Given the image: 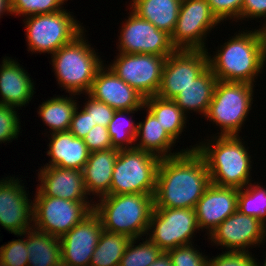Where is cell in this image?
I'll use <instances>...</instances> for the list:
<instances>
[{
  "label": "cell",
  "mask_w": 266,
  "mask_h": 266,
  "mask_svg": "<svg viewBox=\"0 0 266 266\" xmlns=\"http://www.w3.org/2000/svg\"><path fill=\"white\" fill-rule=\"evenodd\" d=\"M211 184L203 156L195 150L162 158L158 167L154 208H192Z\"/></svg>",
  "instance_id": "obj_1"
},
{
  "label": "cell",
  "mask_w": 266,
  "mask_h": 266,
  "mask_svg": "<svg viewBox=\"0 0 266 266\" xmlns=\"http://www.w3.org/2000/svg\"><path fill=\"white\" fill-rule=\"evenodd\" d=\"M245 31L232 36L213 58L208 53V66L219 81L254 85V78L262 72L266 62L265 30Z\"/></svg>",
  "instance_id": "obj_2"
},
{
  "label": "cell",
  "mask_w": 266,
  "mask_h": 266,
  "mask_svg": "<svg viewBox=\"0 0 266 266\" xmlns=\"http://www.w3.org/2000/svg\"><path fill=\"white\" fill-rule=\"evenodd\" d=\"M239 135L214 136L212 141L191 146L207 163L211 183L221 187L244 188L251 182V156Z\"/></svg>",
  "instance_id": "obj_3"
},
{
  "label": "cell",
  "mask_w": 266,
  "mask_h": 266,
  "mask_svg": "<svg viewBox=\"0 0 266 266\" xmlns=\"http://www.w3.org/2000/svg\"><path fill=\"white\" fill-rule=\"evenodd\" d=\"M98 202L93 211L100 217L104 230L125 234L131 239H139L148 233L154 194H110Z\"/></svg>",
  "instance_id": "obj_4"
},
{
  "label": "cell",
  "mask_w": 266,
  "mask_h": 266,
  "mask_svg": "<svg viewBox=\"0 0 266 266\" xmlns=\"http://www.w3.org/2000/svg\"><path fill=\"white\" fill-rule=\"evenodd\" d=\"M83 35L84 31L51 55L58 84L70 96L83 92L88 94L98 70L103 66V61Z\"/></svg>",
  "instance_id": "obj_5"
},
{
  "label": "cell",
  "mask_w": 266,
  "mask_h": 266,
  "mask_svg": "<svg viewBox=\"0 0 266 266\" xmlns=\"http://www.w3.org/2000/svg\"><path fill=\"white\" fill-rule=\"evenodd\" d=\"M160 161L158 156L136 148L119 150L110 194H155Z\"/></svg>",
  "instance_id": "obj_6"
},
{
  "label": "cell",
  "mask_w": 266,
  "mask_h": 266,
  "mask_svg": "<svg viewBox=\"0 0 266 266\" xmlns=\"http://www.w3.org/2000/svg\"><path fill=\"white\" fill-rule=\"evenodd\" d=\"M254 85L246 82H217L205 118L221 129V136L238 135L252 106Z\"/></svg>",
  "instance_id": "obj_7"
},
{
  "label": "cell",
  "mask_w": 266,
  "mask_h": 266,
  "mask_svg": "<svg viewBox=\"0 0 266 266\" xmlns=\"http://www.w3.org/2000/svg\"><path fill=\"white\" fill-rule=\"evenodd\" d=\"M67 9L55 13L27 16L25 23L28 49L33 53L54 54L84 31Z\"/></svg>",
  "instance_id": "obj_8"
},
{
  "label": "cell",
  "mask_w": 266,
  "mask_h": 266,
  "mask_svg": "<svg viewBox=\"0 0 266 266\" xmlns=\"http://www.w3.org/2000/svg\"><path fill=\"white\" fill-rule=\"evenodd\" d=\"M34 198L33 228L59 238L89 215L95 204L44 196L38 189Z\"/></svg>",
  "instance_id": "obj_9"
},
{
  "label": "cell",
  "mask_w": 266,
  "mask_h": 266,
  "mask_svg": "<svg viewBox=\"0 0 266 266\" xmlns=\"http://www.w3.org/2000/svg\"><path fill=\"white\" fill-rule=\"evenodd\" d=\"M151 230V231H150ZM200 230L195 209L153 208L148 239L163 252L192 244V236Z\"/></svg>",
  "instance_id": "obj_10"
},
{
  "label": "cell",
  "mask_w": 266,
  "mask_h": 266,
  "mask_svg": "<svg viewBox=\"0 0 266 266\" xmlns=\"http://www.w3.org/2000/svg\"><path fill=\"white\" fill-rule=\"evenodd\" d=\"M218 24L207 0H182L171 42L176 50H207L206 34Z\"/></svg>",
  "instance_id": "obj_11"
},
{
  "label": "cell",
  "mask_w": 266,
  "mask_h": 266,
  "mask_svg": "<svg viewBox=\"0 0 266 266\" xmlns=\"http://www.w3.org/2000/svg\"><path fill=\"white\" fill-rule=\"evenodd\" d=\"M166 58L144 53H119L108 67L144 98H147L158 93Z\"/></svg>",
  "instance_id": "obj_12"
},
{
  "label": "cell",
  "mask_w": 266,
  "mask_h": 266,
  "mask_svg": "<svg viewBox=\"0 0 266 266\" xmlns=\"http://www.w3.org/2000/svg\"><path fill=\"white\" fill-rule=\"evenodd\" d=\"M121 27L119 53L153 54L168 57L176 51L171 42V35L159 30L151 22L140 18L132 10Z\"/></svg>",
  "instance_id": "obj_13"
},
{
  "label": "cell",
  "mask_w": 266,
  "mask_h": 266,
  "mask_svg": "<svg viewBox=\"0 0 266 266\" xmlns=\"http://www.w3.org/2000/svg\"><path fill=\"white\" fill-rule=\"evenodd\" d=\"M208 50H176L166 58L157 96L174 99L208 67Z\"/></svg>",
  "instance_id": "obj_14"
},
{
  "label": "cell",
  "mask_w": 266,
  "mask_h": 266,
  "mask_svg": "<svg viewBox=\"0 0 266 266\" xmlns=\"http://www.w3.org/2000/svg\"><path fill=\"white\" fill-rule=\"evenodd\" d=\"M211 243L229 251H246L265 241L266 225L259 219L236 211L218 225L210 235Z\"/></svg>",
  "instance_id": "obj_15"
},
{
  "label": "cell",
  "mask_w": 266,
  "mask_h": 266,
  "mask_svg": "<svg viewBox=\"0 0 266 266\" xmlns=\"http://www.w3.org/2000/svg\"><path fill=\"white\" fill-rule=\"evenodd\" d=\"M102 230L100 217L92 211L60 237L62 263L66 266H89Z\"/></svg>",
  "instance_id": "obj_16"
},
{
  "label": "cell",
  "mask_w": 266,
  "mask_h": 266,
  "mask_svg": "<svg viewBox=\"0 0 266 266\" xmlns=\"http://www.w3.org/2000/svg\"><path fill=\"white\" fill-rule=\"evenodd\" d=\"M20 179L6 177L0 180V225L18 235L33 228V200L28 199Z\"/></svg>",
  "instance_id": "obj_17"
},
{
  "label": "cell",
  "mask_w": 266,
  "mask_h": 266,
  "mask_svg": "<svg viewBox=\"0 0 266 266\" xmlns=\"http://www.w3.org/2000/svg\"><path fill=\"white\" fill-rule=\"evenodd\" d=\"M105 66L98 70L88 94L115 110L140 111L144 108L145 98L143 95Z\"/></svg>",
  "instance_id": "obj_18"
},
{
  "label": "cell",
  "mask_w": 266,
  "mask_h": 266,
  "mask_svg": "<svg viewBox=\"0 0 266 266\" xmlns=\"http://www.w3.org/2000/svg\"><path fill=\"white\" fill-rule=\"evenodd\" d=\"M238 189L210 184L195 206L200 229H208L207 234L237 211Z\"/></svg>",
  "instance_id": "obj_19"
},
{
  "label": "cell",
  "mask_w": 266,
  "mask_h": 266,
  "mask_svg": "<svg viewBox=\"0 0 266 266\" xmlns=\"http://www.w3.org/2000/svg\"><path fill=\"white\" fill-rule=\"evenodd\" d=\"M41 181L37 186L44 196L70 201H87L83 171L78 169L44 166L38 171Z\"/></svg>",
  "instance_id": "obj_20"
},
{
  "label": "cell",
  "mask_w": 266,
  "mask_h": 266,
  "mask_svg": "<svg viewBox=\"0 0 266 266\" xmlns=\"http://www.w3.org/2000/svg\"><path fill=\"white\" fill-rule=\"evenodd\" d=\"M0 67V104L20 108L25 106L31 101L35 90L30 75L10 57H4Z\"/></svg>",
  "instance_id": "obj_21"
},
{
  "label": "cell",
  "mask_w": 266,
  "mask_h": 266,
  "mask_svg": "<svg viewBox=\"0 0 266 266\" xmlns=\"http://www.w3.org/2000/svg\"><path fill=\"white\" fill-rule=\"evenodd\" d=\"M49 164L44 166L82 170L89 158V150L83 139L75 137L70 131L50 133Z\"/></svg>",
  "instance_id": "obj_22"
},
{
  "label": "cell",
  "mask_w": 266,
  "mask_h": 266,
  "mask_svg": "<svg viewBox=\"0 0 266 266\" xmlns=\"http://www.w3.org/2000/svg\"><path fill=\"white\" fill-rule=\"evenodd\" d=\"M119 150L111 148L89 154V158L82 169L85 188L89 195L92 193L99 198L110 195L112 173Z\"/></svg>",
  "instance_id": "obj_23"
},
{
  "label": "cell",
  "mask_w": 266,
  "mask_h": 266,
  "mask_svg": "<svg viewBox=\"0 0 266 266\" xmlns=\"http://www.w3.org/2000/svg\"><path fill=\"white\" fill-rule=\"evenodd\" d=\"M147 116L143 122L137 123V133L135 141L139 139V143L134 145V148L147 151L151 154L158 156L159 158H168L179 155L189 148L182 149L180 152L171 153V147H174L176 142L168 132L162 127L156 117L146 109ZM169 152V153H168Z\"/></svg>",
  "instance_id": "obj_24"
},
{
  "label": "cell",
  "mask_w": 266,
  "mask_h": 266,
  "mask_svg": "<svg viewBox=\"0 0 266 266\" xmlns=\"http://www.w3.org/2000/svg\"><path fill=\"white\" fill-rule=\"evenodd\" d=\"M217 82L218 79L208 66L173 100L185 114L193 110L196 111V113L199 112L203 114L205 117L208 112L210 102L212 101Z\"/></svg>",
  "instance_id": "obj_25"
},
{
  "label": "cell",
  "mask_w": 266,
  "mask_h": 266,
  "mask_svg": "<svg viewBox=\"0 0 266 266\" xmlns=\"http://www.w3.org/2000/svg\"><path fill=\"white\" fill-rule=\"evenodd\" d=\"M130 8L140 18L151 22L159 30L172 34L182 0H132ZM132 6V7H131Z\"/></svg>",
  "instance_id": "obj_26"
},
{
  "label": "cell",
  "mask_w": 266,
  "mask_h": 266,
  "mask_svg": "<svg viewBox=\"0 0 266 266\" xmlns=\"http://www.w3.org/2000/svg\"><path fill=\"white\" fill-rule=\"evenodd\" d=\"M27 238L28 266H56L62 262L60 238L31 228L18 236Z\"/></svg>",
  "instance_id": "obj_27"
},
{
  "label": "cell",
  "mask_w": 266,
  "mask_h": 266,
  "mask_svg": "<svg viewBox=\"0 0 266 266\" xmlns=\"http://www.w3.org/2000/svg\"><path fill=\"white\" fill-rule=\"evenodd\" d=\"M147 108L159 121L162 127L176 141L186 127V114L173 99H164L157 95L145 98Z\"/></svg>",
  "instance_id": "obj_28"
},
{
  "label": "cell",
  "mask_w": 266,
  "mask_h": 266,
  "mask_svg": "<svg viewBox=\"0 0 266 266\" xmlns=\"http://www.w3.org/2000/svg\"><path fill=\"white\" fill-rule=\"evenodd\" d=\"M72 98L57 96L45 102L38 108V114L46 126H49L52 134L69 131L71 120L76 110V100Z\"/></svg>",
  "instance_id": "obj_29"
},
{
  "label": "cell",
  "mask_w": 266,
  "mask_h": 266,
  "mask_svg": "<svg viewBox=\"0 0 266 266\" xmlns=\"http://www.w3.org/2000/svg\"><path fill=\"white\" fill-rule=\"evenodd\" d=\"M131 238L102 230L89 266H119Z\"/></svg>",
  "instance_id": "obj_30"
},
{
  "label": "cell",
  "mask_w": 266,
  "mask_h": 266,
  "mask_svg": "<svg viewBox=\"0 0 266 266\" xmlns=\"http://www.w3.org/2000/svg\"><path fill=\"white\" fill-rule=\"evenodd\" d=\"M138 110H116L112 120L108 124V132L111 138V145L117 149H132V144L135 141L137 133V124H135L131 118L127 119L129 114ZM127 120V121H126ZM126 124V125H125ZM126 126V127H125ZM131 145V146H129Z\"/></svg>",
  "instance_id": "obj_31"
},
{
  "label": "cell",
  "mask_w": 266,
  "mask_h": 266,
  "mask_svg": "<svg viewBox=\"0 0 266 266\" xmlns=\"http://www.w3.org/2000/svg\"><path fill=\"white\" fill-rule=\"evenodd\" d=\"M250 182L244 188L238 189L237 210L248 216L259 219L266 225V188ZM244 190V191H243Z\"/></svg>",
  "instance_id": "obj_32"
},
{
  "label": "cell",
  "mask_w": 266,
  "mask_h": 266,
  "mask_svg": "<svg viewBox=\"0 0 266 266\" xmlns=\"http://www.w3.org/2000/svg\"><path fill=\"white\" fill-rule=\"evenodd\" d=\"M136 240L130 239L119 266H149L163 252L149 239L134 245L137 244Z\"/></svg>",
  "instance_id": "obj_33"
},
{
  "label": "cell",
  "mask_w": 266,
  "mask_h": 266,
  "mask_svg": "<svg viewBox=\"0 0 266 266\" xmlns=\"http://www.w3.org/2000/svg\"><path fill=\"white\" fill-rule=\"evenodd\" d=\"M67 0H10L11 14L31 16L36 14L55 13L62 9Z\"/></svg>",
  "instance_id": "obj_34"
},
{
  "label": "cell",
  "mask_w": 266,
  "mask_h": 266,
  "mask_svg": "<svg viewBox=\"0 0 266 266\" xmlns=\"http://www.w3.org/2000/svg\"><path fill=\"white\" fill-rule=\"evenodd\" d=\"M173 266H208V258L193 244L178 246L167 251Z\"/></svg>",
  "instance_id": "obj_35"
},
{
  "label": "cell",
  "mask_w": 266,
  "mask_h": 266,
  "mask_svg": "<svg viewBox=\"0 0 266 266\" xmlns=\"http://www.w3.org/2000/svg\"><path fill=\"white\" fill-rule=\"evenodd\" d=\"M16 108L0 104V143L12 142L11 140L18 138L21 122Z\"/></svg>",
  "instance_id": "obj_36"
},
{
  "label": "cell",
  "mask_w": 266,
  "mask_h": 266,
  "mask_svg": "<svg viewBox=\"0 0 266 266\" xmlns=\"http://www.w3.org/2000/svg\"><path fill=\"white\" fill-rule=\"evenodd\" d=\"M0 258L9 266H28L26 240L18 239L0 247Z\"/></svg>",
  "instance_id": "obj_37"
},
{
  "label": "cell",
  "mask_w": 266,
  "mask_h": 266,
  "mask_svg": "<svg viewBox=\"0 0 266 266\" xmlns=\"http://www.w3.org/2000/svg\"><path fill=\"white\" fill-rule=\"evenodd\" d=\"M87 96L88 101L85 102L83 110L90 115L94 126L102 125L108 127L116 110L106 103L94 99L89 94Z\"/></svg>",
  "instance_id": "obj_38"
},
{
  "label": "cell",
  "mask_w": 266,
  "mask_h": 266,
  "mask_svg": "<svg viewBox=\"0 0 266 266\" xmlns=\"http://www.w3.org/2000/svg\"><path fill=\"white\" fill-rule=\"evenodd\" d=\"M248 251H225L213 259H208V266H257V262Z\"/></svg>",
  "instance_id": "obj_39"
},
{
  "label": "cell",
  "mask_w": 266,
  "mask_h": 266,
  "mask_svg": "<svg viewBox=\"0 0 266 266\" xmlns=\"http://www.w3.org/2000/svg\"><path fill=\"white\" fill-rule=\"evenodd\" d=\"M244 0H207L211 11L221 22L228 19H240Z\"/></svg>",
  "instance_id": "obj_40"
},
{
  "label": "cell",
  "mask_w": 266,
  "mask_h": 266,
  "mask_svg": "<svg viewBox=\"0 0 266 266\" xmlns=\"http://www.w3.org/2000/svg\"><path fill=\"white\" fill-rule=\"evenodd\" d=\"M83 141L90 153L113 148L108 128L102 125L92 127L88 134L83 137Z\"/></svg>",
  "instance_id": "obj_41"
},
{
  "label": "cell",
  "mask_w": 266,
  "mask_h": 266,
  "mask_svg": "<svg viewBox=\"0 0 266 266\" xmlns=\"http://www.w3.org/2000/svg\"><path fill=\"white\" fill-rule=\"evenodd\" d=\"M94 127L91 117L83 109L78 112L76 108L69 131L77 138L83 139L88 132Z\"/></svg>",
  "instance_id": "obj_42"
},
{
  "label": "cell",
  "mask_w": 266,
  "mask_h": 266,
  "mask_svg": "<svg viewBox=\"0 0 266 266\" xmlns=\"http://www.w3.org/2000/svg\"><path fill=\"white\" fill-rule=\"evenodd\" d=\"M261 18L266 17V0H244L241 10L240 20L245 18ZM266 27L265 23L261 26L262 29Z\"/></svg>",
  "instance_id": "obj_43"
},
{
  "label": "cell",
  "mask_w": 266,
  "mask_h": 266,
  "mask_svg": "<svg viewBox=\"0 0 266 266\" xmlns=\"http://www.w3.org/2000/svg\"><path fill=\"white\" fill-rule=\"evenodd\" d=\"M149 266H173L167 252H162L159 257Z\"/></svg>",
  "instance_id": "obj_44"
},
{
  "label": "cell",
  "mask_w": 266,
  "mask_h": 266,
  "mask_svg": "<svg viewBox=\"0 0 266 266\" xmlns=\"http://www.w3.org/2000/svg\"><path fill=\"white\" fill-rule=\"evenodd\" d=\"M10 13L11 14V9H10V0H0V17L4 13Z\"/></svg>",
  "instance_id": "obj_45"
},
{
  "label": "cell",
  "mask_w": 266,
  "mask_h": 266,
  "mask_svg": "<svg viewBox=\"0 0 266 266\" xmlns=\"http://www.w3.org/2000/svg\"><path fill=\"white\" fill-rule=\"evenodd\" d=\"M0 266H9V265L5 264V262L0 258Z\"/></svg>",
  "instance_id": "obj_46"
},
{
  "label": "cell",
  "mask_w": 266,
  "mask_h": 266,
  "mask_svg": "<svg viewBox=\"0 0 266 266\" xmlns=\"http://www.w3.org/2000/svg\"><path fill=\"white\" fill-rule=\"evenodd\" d=\"M257 266H259V264L257 263ZM261 266V265H260ZM263 266H266V257H265V260H264V264Z\"/></svg>",
  "instance_id": "obj_47"
},
{
  "label": "cell",
  "mask_w": 266,
  "mask_h": 266,
  "mask_svg": "<svg viewBox=\"0 0 266 266\" xmlns=\"http://www.w3.org/2000/svg\"><path fill=\"white\" fill-rule=\"evenodd\" d=\"M56 266H66L64 263H60V264H58V265H56Z\"/></svg>",
  "instance_id": "obj_48"
}]
</instances>
